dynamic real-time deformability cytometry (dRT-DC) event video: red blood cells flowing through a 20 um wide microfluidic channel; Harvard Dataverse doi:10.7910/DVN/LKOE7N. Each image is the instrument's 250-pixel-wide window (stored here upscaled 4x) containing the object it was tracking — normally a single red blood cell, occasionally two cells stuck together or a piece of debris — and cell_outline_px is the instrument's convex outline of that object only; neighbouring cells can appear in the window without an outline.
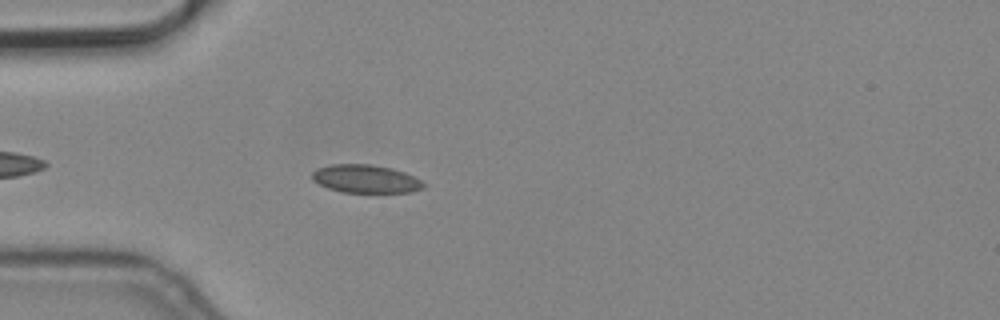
{"species": "common noctule bat (a hibernating species)", "species_latin": "Nyctalus noctula", "temperature_condition": "cold", "stored_images_in_passage": 4, "camera_frame_rate_fps": 3000, "um_per_image_px": 0.085, "animal": {"sex": "male", "body_mass_g": 19.2, "forearm_length_mm": 51.8}, "frame": {"image": 1, "passage_image": 4, "time_ms": 1.0, "image_size_px": [1000, 320], "cell_outline_px": [[424, 188], [412, 192], [344, 192], [328, 188], [312, 180], [312, 172], [316, 168], [332, 164], [368, 164], [392, 168], [404, 172], [420, 180], [424, 184]], "centroid_in_image_um": [31.06, 15.2], "position_along_channel_um": 53.9, "area_um2": 18.15}}